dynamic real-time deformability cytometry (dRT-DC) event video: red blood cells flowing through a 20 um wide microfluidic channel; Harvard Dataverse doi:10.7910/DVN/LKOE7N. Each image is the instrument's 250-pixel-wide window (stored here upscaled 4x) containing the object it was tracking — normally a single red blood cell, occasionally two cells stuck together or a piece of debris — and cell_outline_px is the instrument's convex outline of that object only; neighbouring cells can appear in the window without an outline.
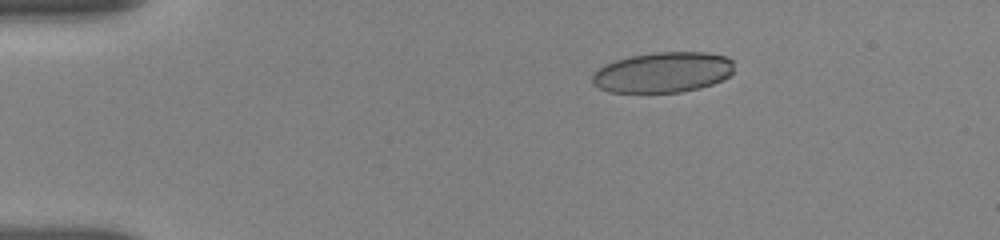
{"species": "human", "species_latin": "Homo sapiens", "temperature_condition": "room temperature", "stored_images_in_passage": 29, "camera_frame_rate_fps": 3000, "um_per_image_px": 0.085, "donor": {"sex": "female"}, "frame": {"image": 1, "passage_image": 4, "time_ms": 2.667, "image_size_px": [1000, 240], "cell_outline_px": [[732, 72], [728, 76], [712, 84], [700, 88], [680, 92], [608, 92], [592, 84], [592, 76], [604, 64], [628, 56], [656, 52], [704, 52], [728, 56], [732, 60]], "centroid_in_image_um": [56.34, 6.14], "position_along_channel_um": 28.7, "area_um2": 33.41}}
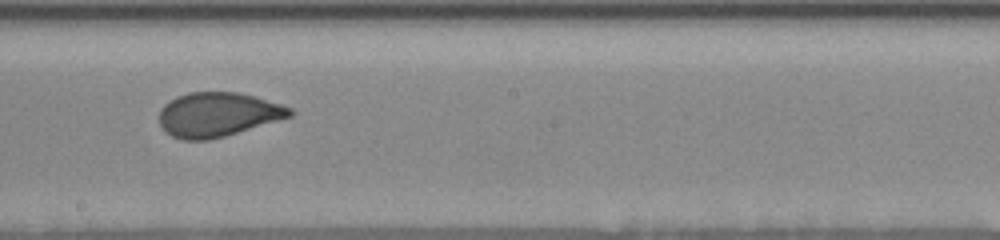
{"frame": {"image": 2, "passage_image": 13, "time_ms": 9.667, "image_size_px": [1000, 240], "cell_outline_px": [[292, 116], [224, 136], [208, 140], [184, 140], [172, 136], [164, 132], [160, 124], [160, 108], [164, 104], [176, 96], [188, 92], [240, 92], [280, 104], [292, 108]], "centroid_in_image_um": [18.47, 9.73], "position_along_channel_um": 229.7, "area_um2": 33.58}}
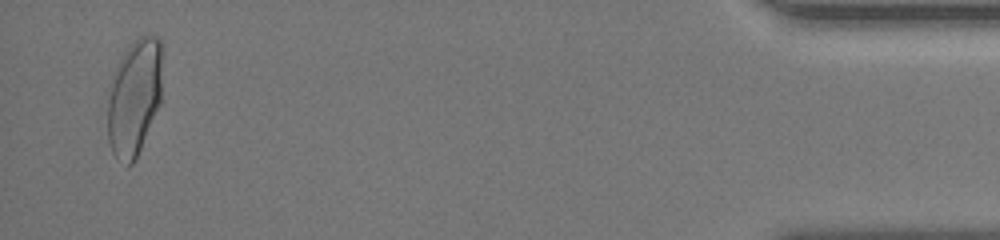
{"frame": {"image": 3, "passage_image": 28, "time_ms": 16.667, "image_size_px": [1000, 240], "cell_outline_px": [[160, 104], [136, 160], [132, 164], [128, 164], [116, 156], [112, 152], [108, 140], [108, 100], [112, 76], [116, 64], [124, 52], [140, 36], [156, 36], [160, 40]], "centroid_in_image_um": [11.4, 8.3], "position_along_channel_um": 423.8, "area_um2": 36.59}, "authors_computed_cell_mechanics": {"area_um2": 34.102, "velocity_mm_per_s": 3.834, "shape_relaxation_time_tau1_ms": 7.468, "shape_relaxation_time_tau2_ms": 0.562, "deformation_change_tau1": 0.1877, "deformation_change_tau2": 0.0586}}